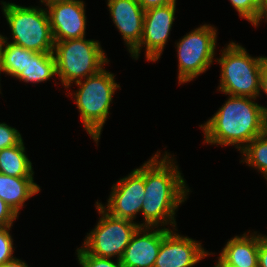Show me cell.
<instances>
[{
  "instance_id": "6da1fadb",
  "label": "cell",
  "mask_w": 267,
  "mask_h": 267,
  "mask_svg": "<svg viewBox=\"0 0 267 267\" xmlns=\"http://www.w3.org/2000/svg\"><path fill=\"white\" fill-rule=\"evenodd\" d=\"M176 163L174 155L172 157L167 151L161 155L157 150L148 161L136 168L144 177L145 185L141 208L144 222H139L140 227L176 228L177 209L191 191Z\"/></svg>"
},
{
  "instance_id": "7a4b0ae2",
  "label": "cell",
  "mask_w": 267,
  "mask_h": 267,
  "mask_svg": "<svg viewBox=\"0 0 267 267\" xmlns=\"http://www.w3.org/2000/svg\"><path fill=\"white\" fill-rule=\"evenodd\" d=\"M211 118L199 125L203 144L235 146L242 151L255 137L267 131V114L256 98L228 95Z\"/></svg>"
},
{
  "instance_id": "3957f363",
  "label": "cell",
  "mask_w": 267,
  "mask_h": 267,
  "mask_svg": "<svg viewBox=\"0 0 267 267\" xmlns=\"http://www.w3.org/2000/svg\"><path fill=\"white\" fill-rule=\"evenodd\" d=\"M75 85L78 90L69 94L77 105L84 129L98 146L103 126L110 114L113 96L120 85L115 81L114 74L105 68Z\"/></svg>"
},
{
  "instance_id": "277c9868",
  "label": "cell",
  "mask_w": 267,
  "mask_h": 267,
  "mask_svg": "<svg viewBox=\"0 0 267 267\" xmlns=\"http://www.w3.org/2000/svg\"><path fill=\"white\" fill-rule=\"evenodd\" d=\"M85 38L54 41L56 75L67 91L73 83L98 73L110 62L98 40Z\"/></svg>"
},
{
  "instance_id": "5b68a950",
  "label": "cell",
  "mask_w": 267,
  "mask_h": 267,
  "mask_svg": "<svg viewBox=\"0 0 267 267\" xmlns=\"http://www.w3.org/2000/svg\"><path fill=\"white\" fill-rule=\"evenodd\" d=\"M218 90L225 95L260 97V70L263 56L252 57L240 44L231 41L220 50Z\"/></svg>"
},
{
  "instance_id": "8992f818",
  "label": "cell",
  "mask_w": 267,
  "mask_h": 267,
  "mask_svg": "<svg viewBox=\"0 0 267 267\" xmlns=\"http://www.w3.org/2000/svg\"><path fill=\"white\" fill-rule=\"evenodd\" d=\"M0 2L11 31V43L37 53H53L55 42L46 8Z\"/></svg>"
},
{
  "instance_id": "52a82bcc",
  "label": "cell",
  "mask_w": 267,
  "mask_h": 267,
  "mask_svg": "<svg viewBox=\"0 0 267 267\" xmlns=\"http://www.w3.org/2000/svg\"><path fill=\"white\" fill-rule=\"evenodd\" d=\"M217 28L204 24L186 33L175 46L178 57V84H185L205 73L215 62Z\"/></svg>"
},
{
  "instance_id": "ba28073f",
  "label": "cell",
  "mask_w": 267,
  "mask_h": 267,
  "mask_svg": "<svg viewBox=\"0 0 267 267\" xmlns=\"http://www.w3.org/2000/svg\"><path fill=\"white\" fill-rule=\"evenodd\" d=\"M95 207L101 216L82 244L89 254L121 260L133 234L140 227L138 222L117 218L107 213L96 201Z\"/></svg>"
},
{
  "instance_id": "9c48e42d",
  "label": "cell",
  "mask_w": 267,
  "mask_h": 267,
  "mask_svg": "<svg viewBox=\"0 0 267 267\" xmlns=\"http://www.w3.org/2000/svg\"><path fill=\"white\" fill-rule=\"evenodd\" d=\"M176 3L145 10L141 42L130 53L132 59H139L142 48H145L146 61L160 59L174 24Z\"/></svg>"
},
{
  "instance_id": "30bf717a",
  "label": "cell",
  "mask_w": 267,
  "mask_h": 267,
  "mask_svg": "<svg viewBox=\"0 0 267 267\" xmlns=\"http://www.w3.org/2000/svg\"><path fill=\"white\" fill-rule=\"evenodd\" d=\"M144 198V177L133 169L129 175L113 184L107 205L97 202L110 215L136 222L134 220L141 213Z\"/></svg>"
},
{
  "instance_id": "8fae6325",
  "label": "cell",
  "mask_w": 267,
  "mask_h": 267,
  "mask_svg": "<svg viewBox=\"0 0 267 267\" xmlns=\"http://www.w3.org/2000/svg\"><path fill=\"white\" fill-rule=\"evenodd\" d=\"M175 231L177 228L165 229L154 267H193L213 254L206 251L201 242Z\"/></svg>"
},
{
  "instance_id": "7c38bea8",
  "label": "cell",
  "mask_w": 267,
  "mask_h": 267,
  "mask_svg": "<svg viewBox=\"0 0 267 267\" xmlns=\"http://www.w3.org/2000/svg\"><path fill=\"white\" fill-rule=\"evenodd\" d=\"M83 0H71L47 8L54 41L85 37L87 16Z\"/></svg>"
},
{
  "instance_id": "4fadbf2b",
  "label": "cell",
  "mask_w": 267,
  "mask_h": 267,
  "mask_svg": "<svg viewBox=\"0 0 267 267\" xmlns=\"http://www.w3.org/2000/svg\"><path fill=\"white\" fill-rule=\"evenodd\" d=\"M106 3L112 21L131 53L141 42L145 10L138 0H107Z\"/></svg>"
},
{
  "instance_id": "5bb4252c",
  "label": "cell",
  "mask_w": 267,
  "mask_h": 267,
  "mask_svg": "<svg viewBox=\"0 0 267 267\" xmlns=\"http://www.w3.org/2000/svg\"><path fill=\"white\" fill-rule=\"evenodd\" d=\"M165 228L139 227L121 258L123 267H154Z\"/></svg>"
},
{
  "instance_id": "9a60e30c",
  "label": "cell",
  "mask_w": 267,
  "mask_h": 267,
  "mask_svg": "<svg viewBox=\"0 0 267 267\" xmlns=\"http://www.w3.org/2000/svg\"><path fill=\"white\" fill-rule=\"evenodd\" d=\"M249 233L228 239L217 258L229 266L258 267L259 233Z\"/></svg>"
},
{
  "instance_id": "2e32d148",
  "label": "cell",
  "mask_w": 267,
  "mask_h": 267,
  "mask_svg": "<svg viewBox=\"0 0 267 267\" xmlns=\"http://www.w3.org/2000/svg\"><path fill=\"white\" fill-rule=\"evenodd\" d=\"M41 191L34 177H12L0 173V199L18 216L24 203Z\"/></svg>"
},
{
  "instance_id": "e0dca14e",
  "label": "cell",
  "mask_w": 267,
  "mask_h": 267,
  "mask_svg": "<svg viewBox=\"0 0 267 267\" xmlns=\"http://www.w3.org/2000/svg\"><path fill=\"white\" fill-rule=\"evenodd\" d=\"M56 76L53 53H37L27 49V64L16 79L25 83H42Z\"/></svg>"
},
{
  "instance_id": "ac0fdd59",
  "label": "cell",
  "mask_w": 267,
  "mask_h": 267,
  "mask_svg": "<svg viewBox=\"0 0 267 267\" xmlns=\"http://www.w3.org/2000/svg\"><path fill=\"white\" fill-rule=\"evenodd\" d=\"M32 166L23 140L18 145L0 150V173L12 177H34Z\"/></svg>"
},
{
  "instance_id": "d6986e66",
  "label": "cell",
  "mask_w": 267,
  "mask_h": 267,
  "mask_svg": "<svg viewBox=\"0 0 267 267\" xmlns=\"http://www.w3.org/2000/svg\"><path fill=\"white\" fill-rule=\"evenodd\" d=\"M8 40L9 38L4 36L1 49L0 76L2 72L16 79L26 67L27 49Z\"/></svg>"
},
{
  "instance_id": "ffe728a7",
  "label": "cell",
  "mask_w": 267,
  "mask_h": 267,
  "mask_svg": "<svg viewBox=\"0 0 267 267\" xmlns=\"http://www.w3.org/2000/svg\"><path fill=\"white\" fill-rule=\"evenodd\" d=\"M240 163L256 169L267 181V131L255 137L241 152Z\"/></svg>"
},
{
  "instance_id": "44dd1931",
  "label": "cell",
  "mask_w": 267,
  "mask_h": 267,
  "mask_svg": "<svg viewBox=\"0 0 267 267\" xmlns=\"http://www.w3.org/2000/svg\"><path fill=\"white\" fill-rule=\"evenodd\" d=\"M234 9L238 12L239 17L246 19L254 27L260 26L264 20L261 0H229Z\"/></svg>"
},
{
  "instance_id": "7402d4cb",
  "label": "cell",
  "mask_w": 267,
  "mask_h": 267,
  "mask_svg": "<svg viewBox=\"0 0 267 267\" xmlns=\"http://www.w3.org/2000/svg\"><path fill=\"white\" fill-rule=\"evenodd\" d=\"M78 263L81 267H123L121 260L98 257L87 253L82 247L76 249ZM112 259V260H111Z\"/></svg>"
},
{
  "instance_id": "603a6c76",
  "label": "cell",
  "mask_w": 267,
  "mask_h": 267,
  "mask_svg": "<svg viewBox=\"0 0 267 267\" xmlns=\"http://www.w3.org/2000/svg\"><path fill=\"white\" fill-rule=\"evenodd\" d=\"M12 226L0 227V265L14 258V244L10 233Z\"/></svg>"
},
{
  "instance_id": "cb8c5ba5",
  "label": "cell",
  "mask_w": 267,
  "mask_h": 267,
  "mask_svg": "<svg viewBox=\"0 0 267 267\" xmlns=\"http://www.w3.org/2000/svg\"><path fill=\"white\" fill-rule=\"evenodd\" d=\"M22 140V135L16 128L0 122V150L18 145Z\"/></svg>"
},
{
  "instance_id": "d4e9b609",
  "label": "cell",
  "mask_w": 267,
  "mask_h": 267,
  "mask_svg": "<svg viewBox=\"0 0 267 267\" xmlns=\"http://www.w3.org/2000/svg\"><path fill=\"white\" fill-rule=\"evenodd\" d=\"M19 217L2 199H0V227L13 226Z\"/></svg>"
},
{
  "instance_id": "484cf974",
  "label": "cell",
  "mask_w": 267,
  "mask_h": 267,
  "mask_svg": "<svg viewBox=\"0 0 267 267\" xmlns=\"http://www.w3.org/2000/svg\"><path fill=\"white\" fill-rule=\"evenodd\" d=\"M258 267H267V235L259 234Z\"/></svg>"
},
{
  "instance_id": "4316f807",
  "label": "cell",
  "mask_w": 267,
  "mask_h": 267,
  "mask_svg": "<svg viewBox=\"0 0 267 267\" xmlns=\"http://www.w3.org/2000/svg\"><path fill=\"white\" fill-rule=\"evenodd\" d=\"M260 92L267 95V57L263 56L261 70H260ZM264 112L267 114V107L262 106Z\"/></svg>"
},
{
  "instance_id": "83f0119b",
  "label": "cell",
  "mask_w": 267,
  "mask_h": 267,
  "mask_svg": "<svg viewBox=\"0 0 267 267\" xmlns=\"http://www.w3.org/2000/svg\"><path fill=\"white\" fill-rule=\"evenodd\" d=\"M177 2L176 0H138L143 10H147L153 7L166 6L171 3Z\"/></svg>"
},
{
  "instance_id": "f1b7e54d",
  "label": "cell",
  "mask_w": 267,
  "mask_h": 267,
  "mask_svg": "<svg viewBox=\"0 0 267 267\" xmlns=\"http://www.w3.org/2000/svg\"><path fill=\"white\" fill-rule=\"evenodd\" d=\"M0 267H30V266H28V264H26L25 261H22L21 259L14 257L12 260H9L3 265H0Z\"/></svg>"
},
{
  "instance_id": "f546056e",
  "label": "cell",
  "mask_w": 267,
  "mask_h": 267,
  "mask_svg": "<svg viewBox=\"0 0 267 267\" xmlns=\"http://www.w3.org/2000/svg\"><path fill=\"white\" fill-rule=\"evenodd\" d=\"M71 1V0H40L39 2L46 7V9L54 4Z\"/></svg>"
},
{
  "instance_id": "4dcf8cb0",
  "label": "cell",
  "mask_w": 267,
  "mask_h": 267,
  "mask_svg": "<svg viewBox=\"0 0 267 267\" xmlns=\"http://www.w3.org/2000/svg\"><path fill=\"white\" fill-rule=\"evenodd\" d=\"M261 7L264 13V20L267 22V0H261Z\"/></svg>"
},
{
  "instance_id": "1f68e13d",
  "label": "cell",
  "mask_w": 267,
  "mask_h": 267,
  "mask_svg": "<svg viewBox=\"0 0 267 267\" xmlns=\"http://www.w3.org/2000/svg\"><path fill=\"white\" fill-rule=\"evenodd\" d=\"M214 267H235V266L226 265L218 258Z\"/></svg>"
},
{
  "instance_id": "d6a6232c",
  "label": "cell",
  "mask_w": 267,
  "mask_h": 267,
  "mask_svg": "<svg viewBox=\"0 0 267 267\" xmlns=\"http://www.w3.org/2000/svg\"><path fill=\"white\" fill-rule=\"evenodd\" d=\"M4 41V35L0 34V62H1V49Z\"/></svg>"
}]
</instances>
